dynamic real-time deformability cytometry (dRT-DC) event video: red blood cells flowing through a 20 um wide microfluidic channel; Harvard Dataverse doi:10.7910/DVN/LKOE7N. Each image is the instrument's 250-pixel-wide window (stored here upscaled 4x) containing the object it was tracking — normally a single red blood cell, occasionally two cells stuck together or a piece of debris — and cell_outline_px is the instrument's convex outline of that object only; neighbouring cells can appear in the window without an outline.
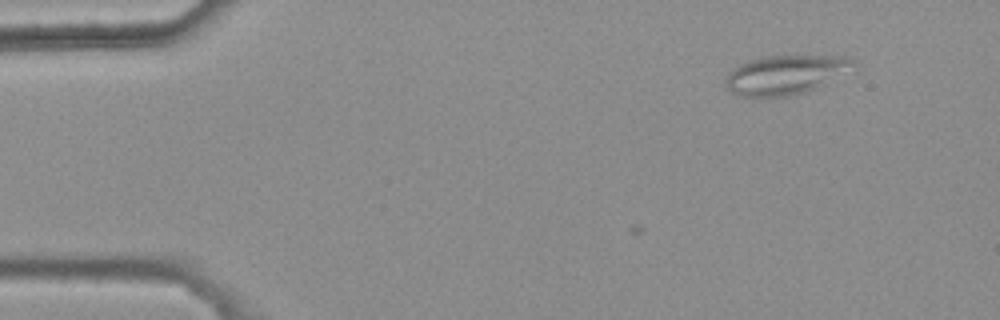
{"species": "common noctule bat (a hibernating species)", "species_latin": "Nyctalus noctula", "temperature_condition": "warm", "stored_images_in_passage": 3, "camera_frame_rate_fps": 3000, "um_per_image_px": 0.085, "animal": {"sex": "female", "body_mass_g": 25.1}, "frame": {"image": 1, "passage_image": 3, "time_ms": 0.667, "image_size_px": [1000, 320], "cell_outline_px": [[856, 64], [816, 88], [804, 92], [788, 96], [740, 96], [732, 92], [724, 84], [724, 80], [728, 72], [732, 68], [740, 64], [764, 56], [848, 56]], "centroid_in_image_um": [66.68, 6.35], "position_along_channel_um": 18.3, "area_um2": 28.55}}